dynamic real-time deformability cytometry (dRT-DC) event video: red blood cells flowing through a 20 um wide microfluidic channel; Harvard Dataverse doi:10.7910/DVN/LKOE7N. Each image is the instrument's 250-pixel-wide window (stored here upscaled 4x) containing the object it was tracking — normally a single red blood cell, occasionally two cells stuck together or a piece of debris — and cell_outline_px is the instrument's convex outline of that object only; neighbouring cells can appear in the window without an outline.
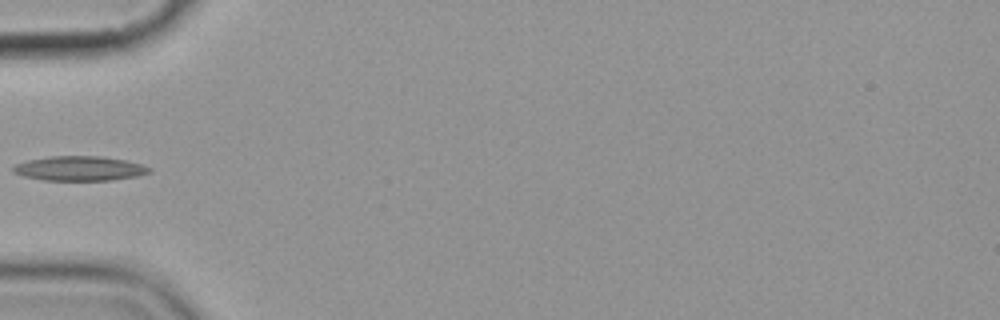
{"species": "common noctule bat (a hibernating species)", "species_latin": "Nyctalus noctula", "temperature_condition": "cold", "stored_images_in_passage": 6, "camera_frame_rate_fps": 3000, "um_per_image_px": 0.085, "animal": {"sex": "female", "body_mass_g": 19.9}, "frame": {"image": 1, "passage_image": 5, "time_ms": 4.667, "image_size_px": [1000, 320], "cell_outline_px": [[152, 172], [136, 176], [112, 180], [44, 180], [24, 176], [12, 172], [12, 168], [16, 164], [24, 160], [48, 156], [100, 156], [124, 160], [140, 164], [152, 168]], "centroid_in_image_um": [6.73, 14.31], "position_along_channel_um": 78.3, "area_um2": 19.54}}
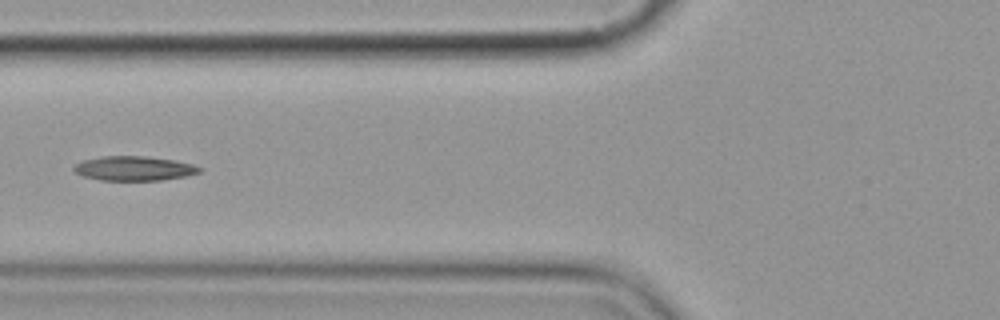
{"frame": {"image": 2, "passage_image": 6, "time_ms": 5.667, "image_size_px": [1000, 320], "cell_outline_px": [[204, 168], [200, 172], [184, 176], [160, 180], [100, 180], [84, 176], [76, 172], [72, 168], [76, 164], [84, 160], [104, 156], [148, 156], [176, 160], [192, 164]], "centroid_in_image_um": [11.43, 14.31], "position_along_channel_um": 114.4, "area_um2": 17.8}}